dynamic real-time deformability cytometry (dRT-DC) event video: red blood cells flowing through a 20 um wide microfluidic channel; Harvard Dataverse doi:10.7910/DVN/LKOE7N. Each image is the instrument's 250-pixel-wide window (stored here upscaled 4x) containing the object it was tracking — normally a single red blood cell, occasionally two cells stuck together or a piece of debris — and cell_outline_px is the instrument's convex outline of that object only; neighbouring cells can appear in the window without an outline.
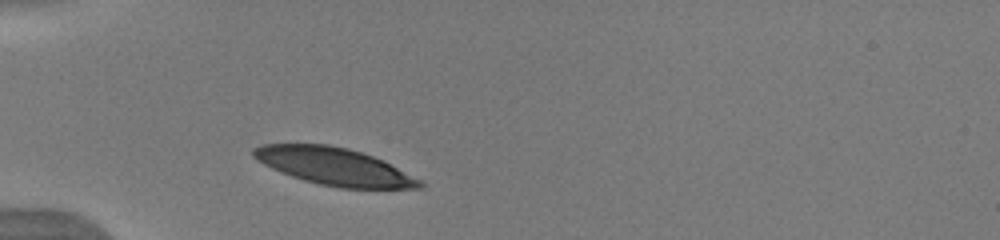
{"species": "human", "species_latin": "Homo sapiens", "temperature_condition": "warm", "stored_images_in_passage": 36, "camera_frame_rate_fps": 3000, "um_per_image_px": 0.085, "donor": {"sex": "male"}, "frame": {"image": 1, "passage_image": 1, "time_ms": 0.0, "image_size_px": [1000, 240], "cell_outline_px": [[424, 188], [340, 188], [320, 184], [304, 180], [292, 176], [272, 168], [256, 160], [252, 156], [252, 148], [260, 144], [328, 144], [348, 148], [372, 156], [420, 180], [424, 184]], "centroid_in_image_um": [28.34, 14.14], "position_along_channel_um": 56.7, "area_um2": 35.66}}
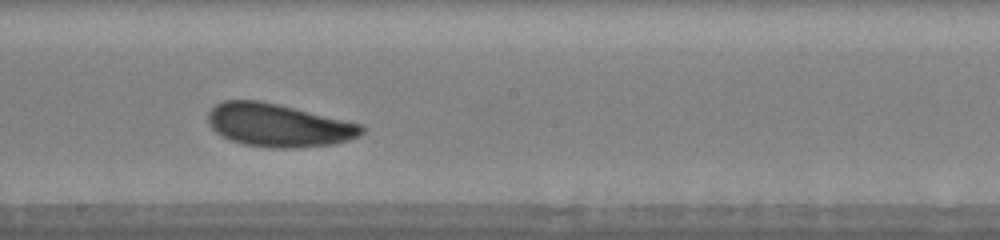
{"frame": {"image": 2, "passage_image": 15, "time_ms": 4.667, "image_size_px": [1000, 240], "cell_outline_px": [[364, 132], [348, 140], [332, 144], [296, 148], [272, 148], [244, 144], [232, 140], [216, 132], [208, 124], [208, 112], [216, 104], [224, 100], [260, 100], [364, 124]], "centroid_in_image_um": [23.67, 10.64], "position_along_channel_um": 224.5, "area_um2": 38.44}}
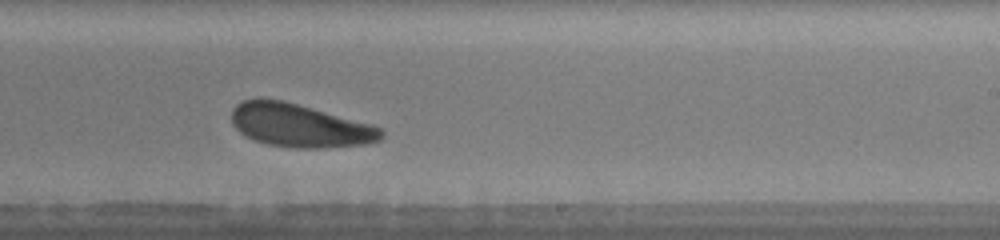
{"frame": {"image": 3, "passage_image": 18, "time_ms": 5.667, "image_size_px": [1000, 240], "cell_outline_px": [[384, 136], [380, 140], [368, 144], [324, 148], [296, 148], [268, 144], [256, 140], [240, 132], [232, 124], [232, 108], [236, 104], [244, 100], [284, 100], [372, 124], [380, 128], [384, 132]], "centroid_in_image_um": [25.52, 10.68], "position_along_channel_um": 263.5, "area_um2": 37.51}, "authors_computed_cell_mechanics": {"area_um2": 37.8879, "velocity_mm_per_s": 3.912, "shape_relaxation_time_tau1_ms": 2.1916, "shape_relaxation_time_tau2_ms": 8.6652, "deformation_change_tau1": 0.11, "deformation_change_tau2": 0.2037}}